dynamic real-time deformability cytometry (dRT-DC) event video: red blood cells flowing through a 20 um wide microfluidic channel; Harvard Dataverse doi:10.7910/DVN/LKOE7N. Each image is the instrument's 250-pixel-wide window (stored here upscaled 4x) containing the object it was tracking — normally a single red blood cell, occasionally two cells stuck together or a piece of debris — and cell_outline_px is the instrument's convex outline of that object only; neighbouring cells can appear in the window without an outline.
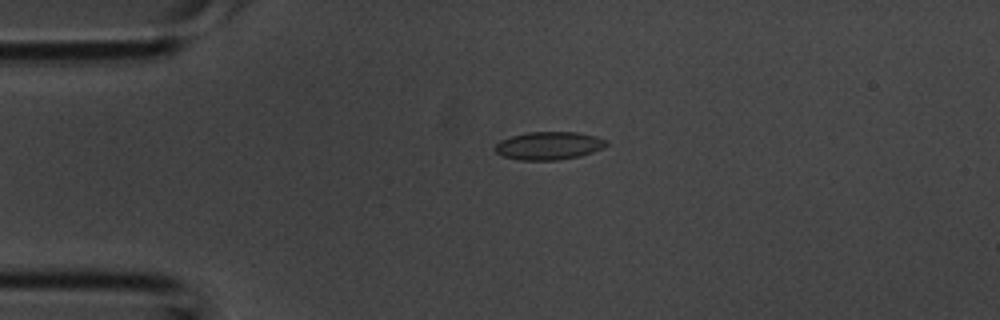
{"species": "common noctule bat (a hibernating species)", "species_latin": "Nyctalus noctula", "temperature_condition": "room temperature", "stored_images_in_passage": 34, "camera_frame_rate_fps": 3000, "um_per_image_px": 0.085, "animal": {"sex": "male", "body_mass_g": 20.1, "forearm_length_mm": 53.5}, "frame": {"image": 1, "passage_image": 4, "time_ms": 1.0, "image_size_px": [1000, 320], "cell_outline_px": [[608, 144], [604, 148], [580, 156], [556, 160], [520, 160], [504, 156], [496, 152], [492, 148], [500, 140], [512, 136], [528, 132], [576, 132], [596, 136], [604, 140]], "centroid_in_image_um": [46.63, 12.38], "position_along_channel_um": 38.4, "area_um2": 18.09}}
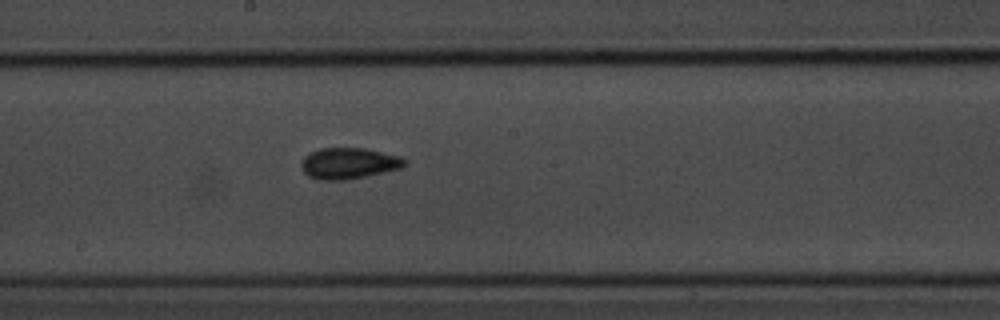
{"frame": {"image": 2, "passage_image": 16, "time_ms": 5.0, "image_size_px": [1000, 320], "cell_outline_px": [[408, 164], [404, 168], [344, 180], [320, 180], [308, 176], [304, 172], [300, 164], [304, 156], [320, 148], [364, 148], [400, 156], [408, 160]], "centroid_in_image_um": [29.68, 13.88], "position_along_channel_um": 218.5, "area_um2": 18.84}}
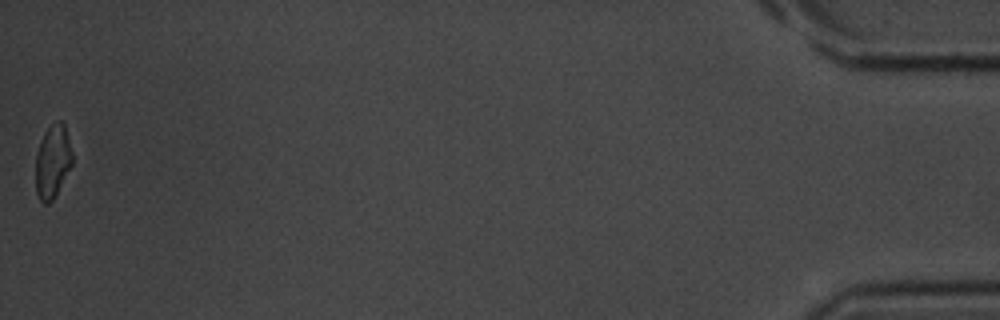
{"frame": {"image": 3, "passage_image": 34, "time_ms": 11.0, "image_size_px": [1000, 320], "cell_outline_px": [[72, 164], [52, 200], [48, 204], [44, 204], [40, 200], [36, 192], [36, 152], [40, 140], [44, 132], [56, 120], [60, 120], [64, 124], [72, 152]], "centroid_in_image_um": [4.45, 13.7], "position_along_channel_um": 430.7, "area_um2": 15.49}}